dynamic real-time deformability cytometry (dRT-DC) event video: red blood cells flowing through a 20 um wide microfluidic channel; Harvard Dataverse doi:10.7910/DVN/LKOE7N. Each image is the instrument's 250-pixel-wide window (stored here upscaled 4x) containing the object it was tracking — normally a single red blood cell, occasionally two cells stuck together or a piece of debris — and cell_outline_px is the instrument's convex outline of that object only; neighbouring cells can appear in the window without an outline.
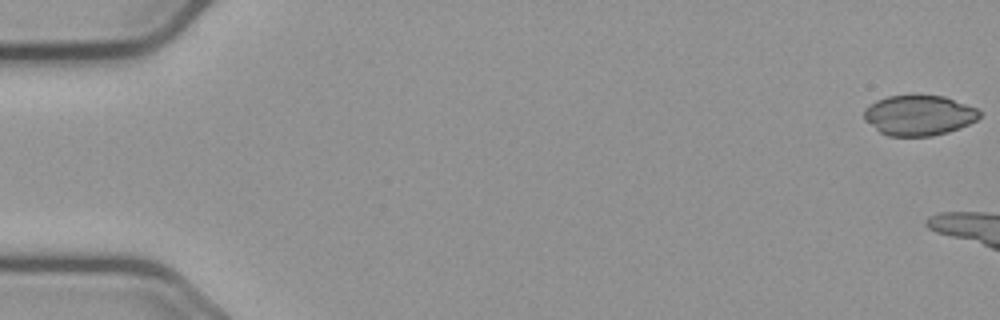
{"species": "common noctule bat (a hibernating species)", "species_latin": "Nyctalus noctula", "temperature_condition": "cold", "stored_images_in_passage": 9, "camera_frame_rate_fps": 3000, "um_per_image_px": 0.085, "animal": {"sex": "male", "body_mass_g": 23.1, "forearm_length_mm": 52.7}, "frame": {"image": 1, "passage_image": 1, "time_ms": 0.0, "image_size_px": [1000, 320], "cell_outline_px": [[980, 116], [976, 120], [960, 128], [948, 132], [932, 136], [888, 136], [880, 132], [864, 120], [864, 108], [876, 100], [888, 96], [944, 96], [976, 108], [980, 112]], "centroid_in_image_um": [78.08, 9.81], "position_along_channel_um": 6.9, "area_um2": 26.93}}